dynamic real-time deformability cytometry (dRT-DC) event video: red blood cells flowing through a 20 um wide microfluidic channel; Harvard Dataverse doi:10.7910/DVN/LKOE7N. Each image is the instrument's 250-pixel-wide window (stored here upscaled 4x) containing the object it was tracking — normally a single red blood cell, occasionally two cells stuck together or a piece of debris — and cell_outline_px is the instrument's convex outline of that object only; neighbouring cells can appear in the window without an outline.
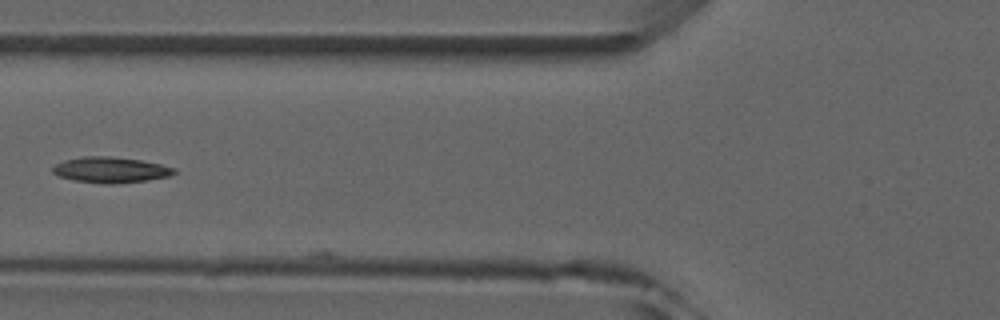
{"species": "common noctule bat (a hibernating species)", "species_latin": "Nyctalus noctula", "temperature_condition": "room temperature", "stored_images_in_passage": 5, "camera_frame_rate_fps": 3000, "um_per_image_px": 0.085, "animal": {"sex": "male", "forearm_length_mm": 52.5}, "frame": {"image": 1, "passage_image": 4, "time_ms": 3.667, "image_size_px": [1000, 320], "cell_outline_px": [[176, 172], [168, 176], [144, 180], [112, 184], [104, 184], [76, 180], [60, 176], [52, 172], [52, 168], [56, 164], [64, 160], [84, 156], [108, 156], [140, 160], [160, 164], [176, 168]], "centroid_in_image_um": [9.39, 14.43], "position_along_channel_um": 116.4, "area_um2": 17.92}}